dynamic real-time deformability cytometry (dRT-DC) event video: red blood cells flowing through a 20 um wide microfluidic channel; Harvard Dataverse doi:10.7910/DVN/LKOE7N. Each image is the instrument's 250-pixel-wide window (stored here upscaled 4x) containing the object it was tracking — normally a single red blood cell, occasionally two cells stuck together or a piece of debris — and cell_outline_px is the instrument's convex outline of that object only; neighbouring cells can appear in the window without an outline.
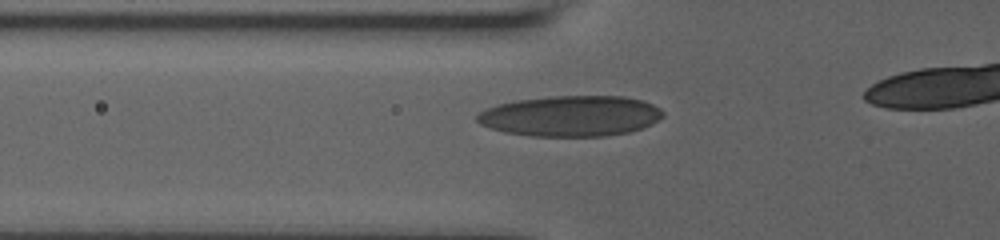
{"species": "human", "species_latin": "Homo sapiens", "temperature_condition": "room temperature", "stored_images_in_passage": 32, "camera_frame_rate_fps": 3000, "um_per_image_px": 0.085, "donor": {"sex": "male"}, "frame": {"image": 1, "passage_image": 2, "time_ms": 0.333, "image_size_px": [1000, 240], "cell_outline_px": [[664, 116], [652, 124], [628, 132], [604, 136], [532, 136], [504, 132], [480, 124], [476, 120], [476, 116], [480, 112], [496, 104], [516, 100], [548, 96], [624, 96], [644, 100], [660, 108], [664, 112]], "centroid_in_image_um": [48.52, 9.85], "position_along_channel_um": 77.3, "area_um2": 44.16}}
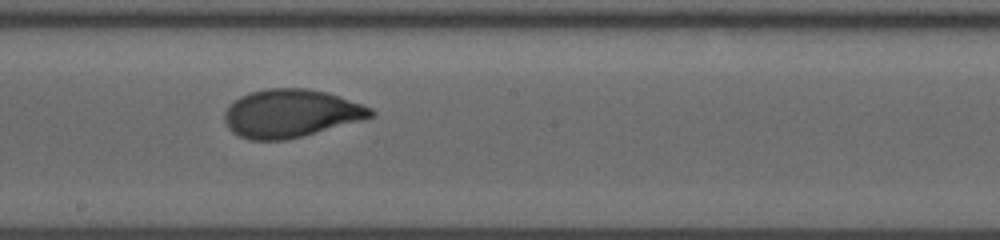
{"frame": {"image": 2, "passage_image": 14, "time_ms": 4.333, "image_size_px": [1000, 240], "cell_outline_px": [[376, 112], [372, 116], [360, 120], [300, 136], [284, 140], [248, 140], [232, 132], [228, 128], [224, 120], [224, 112], [240, 96], [248, 92], [268, 88], [308, 88], [328, 92], [340, 96], [372, 108]], "centroid_in_image_um": [24.69, 9.62], "position_along_channel_um": 223.5, "area_um2": 40.63}}
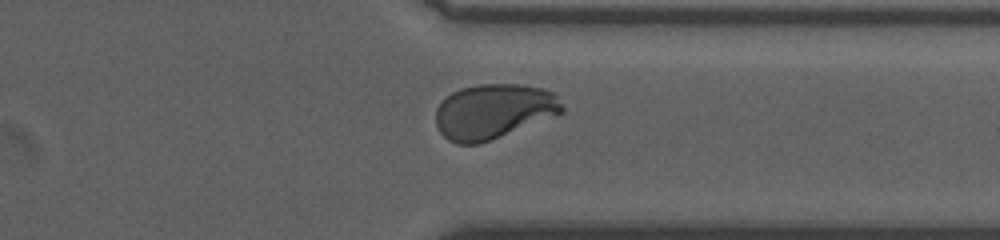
{"frame": {"image": 3, "passage_image": 26, "time_ms": 8.333, "image_size_px": [1000, 240], "cell_outline_px": [[564, 112], [488, 140], [476, 144], [456, 144], [448, 140], [440, 132], [436, 124], [436, 108], [452, 92], [460, 88], [480, 84], [520, 84], [544, 88], [556, 92], [564, 108]], "centroid_in_image_um": [41.96, 9.44], "position_along_channel_um": 369.4, "area_um2": 40.11}}